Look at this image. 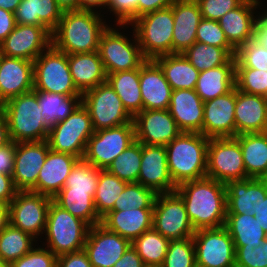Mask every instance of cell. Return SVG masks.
I'll use <instances>...</instances> for the list:
<instances>
[{
	"mask_svg": "<svg viewBox=\"0 0 267 267\" xmlns=\"http://www.w3.org/2000/svg\"><path fill=\"white\" fill-rule=\"evenodd\" d=\"M175 192L184 201L195 231L224 226L227 214L224 183L205 177L182 183Z\"/></svg>",
	"mask_w": 267,
	"mask_h": 267,
	"instance_id": "1",
	"label": "cell"
},
{
	"mask_svg": "<svg viewBox=\"0 0 267 267\" xmlns=\"http://www.w3.org/2000/svg\"><path fill=\"white\" fill-rule=\"evenodd\" d=\"M108 25L103 13L63 11L60 22L51 33L52 46L67 55L98 51L101 34Z\"/></svg>",
	"mask_w": 267,
	"mask_h": 267,
	"instance_id": "2",
	"label": "cell"
},
{
	"mask_svg": "<svg viewBox=\"0 0 267 267\" xmlns=\"http://www.w3.org/2000/svg\"><path fill=\"white\" fill-rule=\"evenodd\" d=\"M208 142L209 138L201 133L181 132L165 146L168 169L176 187L207 177Z\"/></svg>",
	"mask_w": 267,
	"mask_h": 267,
	"instance_id": "3",
	"label": "cell"
},
{
	"mask_svg": "<svg viewBox=\"0 0 267 267\" xmlns=\"http://www.w3.org/2000/svg\"><path fill=\"white\" fill-rule=\"evenodd\" d=\"M0 110L6 118L11 141L47 140L49 128L41 116V106L34 89L6 101Z\"/></svg>",
	"mask_w": 267,
	"mask_h": 267,
	"instance_id": "4",
	"label": "cell"
},
{
	"mask_svg": "<svg viewBox=\"0 0 267 267\" xmlns=\"http://www.w3.org/2000/svg\"><path fill=\"white\" fill-rule=\"evenodd\" d=\"M112 24L103 31L99 40L98 52L106 75L139 68L147 59L141 52L134 29L130 28L133 31L130 39L129 31L125 33L130 25ZM121 29L125 31L121 32Z\"/></svg>",
	"mask_w": 267,
	"mask_h": 267,
	"instance_id": "5",
	"label": "cell"
},
{
	"mask_svg": "<svg viewBox=\"0 0 267 267\" xmlns=\"http://www.w3.org/2000/svg\"><path fill=\"white\" fill-rule=\"evenodd\" d=\"M89 228L90 226L85 221L73 216L52 200L48 210L45 236L41 238L45 242L40 240L39 242L57 257L77 252L83 250Z\"/></svg>",
	"mask_w": 267,
	"mask_h": 267,
	"instance_id": "6",
	"label": "cell"
},
{
	"mask_svg": "<svg viewBox=\"0 0 267 267\" xmlns=\"http://www.w3.org/2000/svg\"><path fill=\"white\" fill-rule=\"evenodd\" d=\"M130 25L146 59L173 54L174 17L171 7L144 14Z\"/></svg>",
	"mask_w": 267,
	"mask_h": 267,
	"instance_id": "7",
	"label": "cell"
},
{
	"mask_svg": "<svg viewBox=\"0 0 267 267\" xmlns=\"http://www.w3.org/2000/svg\"><path fill=\"white\" fill-rule=\"evenodd\" d=\"M94 132L88 110L81 103L66 119L49 129L47 142L52 151L82 159Z\"/></svg>",
	"mask_w": 267,
	"mask_h": 267,
	"instance_id": "8",
	"label": "cell"
},
{
	"mask_svg": "<svg viewBox=\"0 0 267 267\" xmlns=\"http://www.w3.org/2000/svg\"><path fill=\"white\" fill-rule=\"evenodd\" d=\"M34 90L65 96L82 95L71 76L68 55L52 45L33 61Z\"/></svg>",
	"mask_w": 267,
	"mask_h": 267,
	"instance_id": "9",
	"label": "cell"
},
{
	"mask_svg": "<svg viewBox=\"0 0 267 267\" xmlns=\"http://www.w3.org/2000/svg\"><path fill=\"white\" fill-rule=\"evenodd\" d=\"M95 131L117 127L133 121L121 99L106 81L82 94Z\"/></svg>",
	"mask_w": 267,
	"mask_h": 267,
	"instance_id": "10",
	"label": "cell"
},
{
	"mask_svg": "<svg viewBox=\"0 0 267 267\" xmlns=\"http://www.w3.org/2000/svg\"><path fill=\"white\" fill-rule=\"evenodd\" d=\"M135 141L134 122L95 131L87 141L83 160L107 170L112 162Z\"/></svg>",
	"mask_w": 267,
	"mask_h": 267,
	"instance_id": "11",
	"label": "cell"
},
{
	"mask_svg": "<svg viewBox=\"0 0 267 267\" xmlns=\"http://www.w3.org/2000/svg\"><path fill=\"white\" fill-rule=\"evenodd\" d=\"M207 177L224 184L248 179L241 147L235 137L209 138Z\"/></svg>",
	"mask_w": 267,
	"mask_h": 267,
	"instance_id": "12",
	"label": "cell"
},
{
	"mask_svg": "<svg viewBox=\"0 0 267 267\" xmlns=\"http://www.w3.org/2000/svg\"><path fill=\"white\" fill-rule=\"evenodd\" d=\"M152 227L169 240L191 238L195 233L184 201L176 192L156 195Z\"/></svg>",
	"mask_w": 267,
	"mask_h": 267,
	"instance_id": "13",
	"label": "cell"
},
{
	"mask_svg": "<svg viewBox=\"0 0 267 267\" xmlns=\"http://www.w3.org/2000/svg\"><path fill=\"white\" fill-rule=\"evenodd\" d=\"M51 201L52 198L33 191H17L8 205L10 224L41 240Z\"/></svg>",
	"mask_w": 267,
	"mask_h": 267,
	"instance_id": "14",
	"label": "cell"
},
{
	"mask_svg": "<svg viewBox=\"0 0 267 267\" xmlns=\"http://www.w3.org/2000/svg\"><path fill=\"white\" fill-rule=\"evenodd\" d=\"M193 242L196 267H235L236 249L224 226L196 230Z\"/></svg>",
	"mask_w": 267,
	"mask_h": 267,
	"instance_id": "15",
	"label": "cell"
},
{
	"mask_svg": "<svg viewBox=\"0 0 267 267\" xmlns=\"http://www.w3.org/2000/svg\"><path fill=\"white\" fill-rule=\"evenodd\" d=\"M44 26L17 24L0 44V54L34 61L52 45V35Z\"/></svg>",
	"mask_w": 267,
	"mask_h": 267,
	"instance_id": "16",
	"label": "cell"
},
{
	"mask_svg": "<svg viewBox=\"0 0 267 267\" xmlns=\"http://www.w3.org/2000/svg\"><path fill=\"white\" fill-rule=\"evenodd\" d=\"M130 245L128 239L99 223L89 228L83 249L92 267H112Z\"/></svg>",
	"mask_w": 267,
	"mask_h": 267,
	"instance_id": "17",
	"label": "cell"
},
{
	"mask_svg": "<svg viewBox=\"0 0 267 267\" xmlns=\"http://www.w3.org/2000/svg\"><path fill=\"white\" fill-rule=\"evenodd\" d=\"M133 122L135 140L144 145L166 146L182 132L168 109L142 110Z\"/></svg>",
	"mask_w": 267,
	"mask_h": 267,
	"instance_id": "18",
	"label": "cell"
},
{
	"mask_svg": "<svg viewBox=\"0 0 267 267\" xmlns=\"http://www.w3.org/2000/svg\"><path fill=\"white\" fill-rule=\"evenodd\" d=\"M50 150L47 140L16 143L13 183L18 191H30Z\"/></svg>",
	"mask_w": 267,
	"mask_h": 267,
	"instance_id": "19",
	"label": "cell"
},
{
	"mask_svg": "<svg viewBox=\"0 0 267 267\" xmlns=\"http://www.w3.org/2000/svg\"><path fill=\"white\" fill-rule=\"evenodd\" d=\"M235 104L236 87L224 95L205 101L200 133L208 138L235 137Z\"/></svg>",
	"mask_w": 267,
	"mask_h": 267,
	"instance_id": "20",
	"label": "cell"
},
{
	"mask_svg": "<svg viewBox=\"0 0 267 267\" xmlns=\"http://www.w3.org/2000/svg\"><path fill=\"white\" fill-rule=\"evenodd\" d=\"M138 183L156 194L175 192L176 186L168 169L165 146L142 144Z\"/></svg>",
	"mask_w": 267,
	"mask_h": 267,
	"instance_id": "21",
	"label": "cell"
},
{
	"mask_svg": "<svg viewBox=\"0 0 267 267\" xmlns=\"http://www.w3.org/2000/svg\"><path fill=\"white\" fill-rule=\"evenodd\" d=\"M33 88V61L0 54V106Z\"/></svg>",
	"mask_w": 267,
	"mask_h": 267,
	"instance_id": "22",
	"label": "cell"
},
{
	"mask_svg": "<svg viewBox=\"0 0 267 267\" xmlns=\"http://www.w3.org/2000/svg\"><path fill=\"white\" fill-rule=\"evenodd\" d=\"M139 81L143 110L169 108L173 90L162 69L153 59H147L139 67Z\"/></svg>",
	"mask_w": 267,
	"mask_h": 267,
	"instance_id": "23",
	"label": "cell"
},
{
	"mask_svg": "<svg viewBox=\"0 0 267 267\" xmlns=\"http://www.w3.org/2000/svg\"><path fill=\"white\" fill-rule=\"evenodd\" d=\"M263 4L245 0L239 7L229 11L218 21L228 42L237 50L254 39V26ZM257 14V15H256Z\"/></svg>",
	"mask_w": 267,
	"mask_h": 267,
	"instance_id": "24",
	"label": "cell"
},
{
	"mask_svg": "<svg viewBox=\"0 0 267 267\" xmlns=\"http://www.w3.org/2000/svg\"><path fill=\"white\" fill-rule=\"evenodd\" d=\"M79 160L73 155L50 149L39 172L37 184L30 191L53 198L65 186L69 173Z\"/></svg>",
	"mask_w": 267,
	"mask_h": 267,
	"instance_id": "25",
	"label": "cell"
},
{
	"mask_svg": "<svg viewBox=\"0 0 267 267\" xmlns=\"http://www.w3.org/2000/svg\"><path fill=\"white\" fill-rule=\"evenodd\" d=\"M168 111L182 132L202 131L204 102L195 89L173 90Z\"/></svg>",
	"mask_w": 267,
	"mask_h": 267,
	"instance_id": "26",
	"label": "cell"
},
{
	"mask_svg": "<svg viewBox=\"0 0 267 267\" xmlns=\"http://www.w3.org/2000/svg\"><path fill=\"white\" fill-rule=\"evenodd\" d=\"M234 114L236 136L246 133H263L267 128V98L236 89Z\"/></svg>",
	"mask_w": 267,
	"mask_h": 267,
	"instance_id": "27",
	"label": "cell"
},
{
	"mask_svg": "<svg viewBox=\"0 0 267 267\" xmlns=\"http://www.w3.org/2000/svg\"><path fill=\"white\" fill-rule=\"evenodd\" d=\"M171 8L174 17L173 54H182L196 42L202 15L196 0H176Z\"/></svg>",
	"mask_w": 267,
	"mask_h": 267,
	"instance_id": "28",
	"label": "cell"
},
{
	"mask_svg": "<svg viewBox=\"0 0 267 267\" xmlns=\"http://www.w3.org/2000/svg\"><path fill=\"white\" fill-rule=\"evenodd\" d=\"M225 187L227 214H253L254 206L267 196V179L229 181Z\"/></svg>",
	"mask_w": 267,
	"mask_h": 267,
	"instance_id": "29",
	"label": "cell"
},
{
	"mask_svg": "<svg viewBox=\"0 0 267 267\" xmlns=\"http://www.w3.org/2000/svg\"><path fill=\"white\" fill-rule=\"evenodd\" d=\"M153 209H130L109 211L101 219V224L132 242L143 232L152 228Z\"/></svg>",
	"mask_w": 267,
	"mask_h": 267,
	"instance_id": "30",
	"label": "cell"
},
{
	"mask_svg": "<svg viewBox=\"0 0 267 267\" xmlns=\"http://www.w3.org/2000/svg\"><path fill=\"white\" fill-rule=\"evenodd\" d=\"M68 65L75 87L83 94L106 82V72L98 51L68 54Z\"/></svg>",
	"mask_w": 267,
	"mask_h": 267,
	"instance_id": "31",
	"label": "cell"
},
{
	"mask_svg": "<svg viewBox=\"0 0 267 267\" xmlns=\"http://www.w3.org/2000/svg\"><path fill=\"white\" fill-rule=\"evenodd\" d=\"M62 14L63 11L55 0H22L14 16L16 24L44 26L52 32Z\"/></svg>",
	"mask_w": 267,
	"mask_h": 267,
	"instance_id": "32",
	"label": "cell"
},
{
	"mask_svg": "<svg viewBox=\"0 0 267 267\" xmlns=\"http://www.w3.org/2000/svg\"><path fill=\"white\" fill-rule=\"evenodd\" d=\"M235 138L241 147L247 177L267 179V134L246 133Z\"/></svg>",
	"mask_w": 267,
	"mask_h": 267,
	"instance_id": "33",
	"label": "cell"
},
{
	"mask_svg": "<svg viewBox=\"0 0 267 267\" xmlns=\"http://www.w3.org/2000/svg\"><path fill=\"white\" fill-rule=\"evenodd\" d=\"M234 57L228 64L201 71L195 87L203 102L230 92L235 87Z\"/></svg>",
	"mask_w": 267,
	"mask_h": 267,
	"instance_id": "34",
	"label": "cell"
},
{
	"mask_svg": "<svg viewBox=\"0 0 267 267\" xmlns=\"http://www.w3.org/2000/svg\"><path fill=\"white\" fill-rule=\"evenodd\" d=\"M162 69L172 90L195 89L200 72L180 53L153 59Z\"/></svg>",
	"mask_w": 267,
	"mask_h": 267,
	"instance_id": "35",
	"label": "cell"
},
{
	"mask_svg": "<svg viewBox=\"0 0 267 267\" xmlns=\"http://www.w3.org/2000/svg\"><path fill=\"white\" fill-rule=\"evenodd\" d=\"M106 81L119 96L126 111L133 118L143 110L139 68L107 74Z\"/></svg>",
	"mask_w": 267,
	"mask_h": 267,
	"instance_id": "36",
	"label": "cell"
},
{
	"mask_svg": "<svg viewBox=\"0 0 267 267\" xmlns=\"http://www.w3.org/2000/svg\"><path fill=\"white\" fill-rule=\"evenodd\" d=\"M224 227L230 233L235 248H256L267 238L253 214H226Z\"/></svg>",
	"mask_w": 267,
	"mask_h": 267,
	"instance_id": "37",
	"label": "cell"
},
{
	"mask_svg": "<svg viewBox=\"0 0 267 267\" xmlns=\"http://www.w3.org/2000/svg\"><path fill=\"white\" fill-rule=\"evenodd\" d=\"M35 94L41 106V116L49 129L66 119L82 103V95L65 96L38 90Z\"/></svg>",
	"mask_w": 267,
	"mask_h": 267,
	"instance_id": "38",
	"label": "cell"
},
{
	"mask_svg": "<svg viewBox=\"0 0 267 267\" xmlns=\"http://www.w3.org/2000/svg\"><path fill=\"white\" fill-rule=\"evenodd\" d=\"M52 200L70 214L85 221L90 227L101 223L91 191L61 189Z\"/></svg>",
	"mask_w": 267,
	"mask_h": 267,
	"instance_id": "39",
	"label": "cell"
},
{
	"mask_svg": "<svg viewBox=\"0 0 267 267\" xmlns=\"http://www.w3.org/2000/svg\"><path fill=\"white\" fill-rule=\"evenodd\" d=\"M170 240L153 227L131 242L146 267H161L167 254Z\"/></svg>",
	"mask_w": 267,
	"mask_h": 267,
	"instance_id": "40",
	"label": "cell"
},
{
	"mask_svg": "<svg viewBox=\"0 0 267 267\" xmlns=\"http://www.w3.org/2000/svg\"><path fill=\"white\" fill-rule=\"evenodd\" d=\"M199 71L228 64L236 55V49H223L195 42L182 53Z\"/></svg>",
	"mask_w": 267,
	"mask_h": 267,
	"instance_id": "41",
	"label": "cell"
},
{
	"mask_svg": "<svg viewBox=\"0 0 267 267\" xmlns=\"http://www.w3.org/2000/svg\"><path fill=\"white\" fill-rule=\"evenodd\" d=\"M38 240L9 224L0 232V260L12 263L30 252ZM35 242V243H34Z\"/></svg>",
	"mask_w": 267,
	"mask_h": 267,
	"instance_id": "42",
	"label": "cell"
},
{
	"mask_svg": "<svg viewBox=\"0 0 267 267\" xmlns=\"http://www.w3.org/2000/svg\"><path fill=\"white\" fill-rule=\"evenodd\" d=\"M126 184L127 182L122 181L108 170H100L94 204L101 218L114 208V203Z\"/></svg>",
	"mask_w": 267,
	"mask_h": 267,
	"instance_id": "43",
	"label": "cell"
},
{
	"mask_svg": "<svg viewBox=\"0 0 267 267\" xmlns=\"http://www.w3.org/2000/svg\"><path fill=\"white\" fill-rule=\"evenodd\" d=\"M142 144L135 140L107 168V170L127 183L138 182L141 165Z\"/></svg>",
	"mask_w": 267,
	"mask_h": 267,
	"instance_id": "44",
	"label": "cell"
},
{
	"mask_svg": "<svg viewBox=\"0 0 267 267\" xmlns=\"http://www.w3.org/2000/svg\"><path fill=\"white\" fill-rule=\"evenodd\" d=\"M156 193L138 182L127 183L111 211L153 209Z\"/></svg>",
	"mask_w": 267,
	"mask_h": 267,
	"instance_id": "45",
	"label": "cell"
},
{
	"mask_svg": "<svg viewBox=\"0 0 267 267\" xmlns=\"http://www.w3.org/2000/svg\"><path fill=\"white\" fill-rule=\"evenodd\" d=\"M100 170L83 159H80L69 173L65 186L62 189L91 191V196L94 198Z\"/></svg>",
	"mask_w": 267,
	"mask_h": 267,
	"instance_id": "46",
	"label": "cell"
},
{
	"mask_svg": "<svg viewBox=\"0 0 267 267\" xmlns=\"http://www.w3.org/2000/svg\"><path fill=\"white\" fill-rule=\"evenodd\" d=\"M161 267H196L193 237L171 239Z\"/></svg>",
	"mask_w": 267,
	"mask_h": 267,
	"instance_id": "47",
	"label": "cell"
},
{
	"mask_svg": "<svg viewBox=\"0 0 267 267\" xmlns=\"http://www.w3.org/2000/svg\"><path fill=\"white\" fill-rule=\"evenodd\" d=\"M235 87L244 93L267 98V71L235 68Z\"/></svg>",
	"mask_w": 267,
	"mask_h": 267,
	"instance_id": "48",
	"label": "cell"
},
{
	"mask_svg": "<svg viewBox=\"0 0 267 267\" xmlns=\"http://www.w3.org/2000/svg\"><path fill=\"white\" fill-rule=\"evenodd\" d=\"M235 68H253L267 71V49L251 39L236 50Z\"/></svg>",
	"mask_w": 267,
	"mask_h": 267,
	"instance_id": "49",
	"label": "cell"
},
{
	"mask_svg": "<svg viewBox=\"0 0 267 267\" xmlns=\"http://www.w3.org/2000/svg\"><path fill=\"white\" fill-rule=\"evenodd\" d=\"M196 42L223 49H235L227 40L220 24L216 20L202 18L197 27Z\"/></svg>",
	"mask_w": 267,
	"mask_h": 267,
	"instance_id": "50",
	"label": "cell"
},
{
	"mask_svg": "<svg viewBox=\"0 0 267 267\" xmlns=\"http://www.w3.org/2000/svg\"><path fill=\"white\" fill-rule=\"evenodd\" d=\"M36 246L26 255L10 263V267H57V256L43 245L37 243Z\"/></svg>",
	"mask_w": 267,
	"mask_h": 267,
	"instance_id": "51",
	"label": "cell"
},
{
	"mask_svg": "<svg viewBox=\"0 0 267 267\" xmlns=\"http://www.w3.org/2000/svg\"><path fill=\"white\" fill-rule=\"evenodd\" d=\"M235 249V267H267V238L256 248Z\"/></svg>",
	"mask_w": 267,
	"mask_h": 267,
	"instance_id": "52",
	"label": "cell"
},
{
	"mask_svg": "<svg viewBox=\"0 0 267 267\" xmlns=\"http://www.w3.org/2000/svg\"><path fill=\"white\" fill-rule=\"evenodd\" d=\"M106 8L115 16L114 24L130 25L139 18V0H111Z\"/></svg>",
	"mask_w": 267,
	"mask_h": 267,
	"instance_id": "53",
	"label": "cell"
},
{
	"mask_svg": "<svg viewBox=\"0 0 267 267\" xmlns=\"http://www.w3.org/2000/svg\"><path fill=\"white\" fill-rule=\"evenodd\" d=\"M202 18L219 21L229 11L239 7L245 0H196Z\"/></svg>",
	"mask_w": 267,
	"mask_h": 267,
	"instance_id": "54",
	"label": "cell"
},
{
	"mask_svg": "<svg viewBox=\"0 0 267 267\" xmlns=\"http://www.w3.org/2000/svg\"><path fill=\"white\" fill-rule=\"evenodd\" d=\"M57 267H92V265L83 249L58 256Z\"/></svg>",
	"mask_w": 267,
	"mask_h": 267,
	"instance_id": "55",
	"label": "cell"
},
{
	"mask_svg": "<svg viewBox=\"0 0 267 267\" xmlns=\"http://www.w3.org/2000/svg\"><path fill=\"white\" fill-rule=\"evenodd\" d=\"M16 142L10 141L0 146V173L12 175L14 170Z\"/></svg>",
	"mask_w": 267,
	"mask_h": 267,
	"instance_id": "56",
	"label": "cell"
},
{
	"mask_svg": "<svg viewBox=\"0 0 267 267\" xmlns=\"http://www.w3.org/2000/svg\"><path fill=\"white\" fill-rule=\"evenodd\" d=\"M17 191L12 175L0 173V204L8 206L15 198Z\"/></svg>",
	"mask_w": 267,
	"mask_h": 267,
	"instance_id": "57",
	"label": "cell"
},
{
	"mask_svg": "<svg viewBox=\"0 0 267 267\" xmlns=\"http://www.w3.org/2000/svg\"><path fill=\"white\" fill-rule=\"evenodd\" d=\"M261 6L260 15L254 26V40L267 49V8Z\"/></svg>",
	"mask_w": 267,
	"mask_h": 267,
	"instance_id": "58",
	"label": "cell"
},
{
	"mask_svg": "<svg viewBox=\"0 0 267 267\" xmlns=\"http://www.w3.org/2000/svg\"><path fill=\"white\" fill-rule=\"evenodd\" d=\"M112 267H146L136 250L130 245Z\"/></svg>",
	"mask_w": 267,
	"mask_h": 267,
	"instance_id": "59",
	"label": "cell"
},
{
	"mask_svg": "<svg viewBox=\"0 0 267 267\" xmlns=\"http://www.w3.org/2000/svg\"><path fill=\"white\" fill-rule=\"evenodd\" d=\"M16 25L14 13L0 9V44L13 31Z\"/></svg>",
	"mask_w": 267,
	"mask_h": 267,
	"instance_id": "60",
	"label": "cell"
},
{
	"mask_svg": "<svg viewBox=\"0 0 267 267\" xmlns=\"http://www.w3.org/2000/svg\"><path fill=\"white\" fill-rule=\"evenodd\" d=\"M176 0H139V17L156 10L171 7Z\"/></svg>",
	"mask_w": 267,
	"mask_h": 267,
	"instance_id": "61",
	"label": "cell"
},
{
	"mask_svg": "<svg viewBox=\"0 0 267 267\" xmlns=\"http://www.w3.org/2000/svg\"><path fill=\"white\" fill-rule=\"evenodd\" d=\"M254 208L253 216L267 234V196L262 197Z\"/></svg>",
	"mask_w": 267,
	"mask_h": 267,
	"instance_id": "62",
	"label": "cell"
},
{
	"mask_svg": "<svg viewBox=\"0 0 267 267\" xmlns=\"http://www.w3.org/2000/svg\"><path fill=\"white\" fill-rule=\"evenodd\" d=\"M9 129L6 118L0 110V146H3L10 142Z\"/></svg>",
	"mask_w": 267,
	"mask_h": 267,
	"instance_id": "63",
	"label": "cell"
},
{
	"mask_svg": "<svg viewBox=\"0 0 267 267\" xmlns=\"http://www.w3.org/2000/svg\"><path fill=\"white\" fill-rule=\"evenodd\" d=\"M80 10L104 13L102 10V0H80Z\"/></svg>",
	"mask_w": 267,
	"mask_h": 267,
	"instance_id": "64",
	"label": "cell"
},
{
	"mask_svg": "<svg viewBox=\"0 0 267 267\" xmlns=\"http://www.w3.org/2000/svg\"><path fill=\"white\" fill-rule=\"evenodd\" d=\"M62 11L80 10V0H55Z\"/></svg>",
	"mask_w": 267,
	"mask_h": 267,
	"instance_id": "65",
	"label": "cell"
},
{
	"mask_svg": "<svg viewBox=\"0 0 267 267\" xmlns=\"http://www.w3.org/2000/svg\"><path fill=\"white\" fill-rule=\"evenodd\" d=\"M10 224L9 207L0 204V232L3 231Z\"/></svg>",
	"mask_w": 267,
	"mask_h": 267,
	"instance_id": "66",
	"label": "cell"
},
{
	"mask_svg": "<svg viewBox=\"0 0 267 267\" xmlns=\"http://www.w3.org/2000/svg\"><path fill=\"white\" fill-rule=\"evenodd\" d=\"M22 0H0V9L15 13Z\"/></svg>",
	"mask_w": 267,
	"mask_h": 267,
	"instance_id": "67",
	"label": "cell"
},
{
	"mask_svg": "<svg viewBox=\"0 0 267 267\" xmlns=\"http://www.w3.org/2000/svg\"><path fill=\"white\" fill-rule=\"evenodd\" d=\"M111 2V0H102V8L103 10H107L106 6Z\"/></svg>",
	"mask_w": 267,
	"mask_h": 267,
	"instance_id": "68",
	"label": "cell"
},
{
	"mask_svg": "<svg viewBox=\"0 0 267 267\" xmlns=\"http://www.w3.org/2000/svg\"><path fill=\"white\" fill-rule=\"evenodd\" d=\"M0 267H10V264L7 262H3L2 260H0Z\"/></svg>",
	"mask_w": 267,
	"mask_h": 267,
	"instance_id": "69",
	"label": "cell"
},
{
	"mask_svg": "<svg viewBox=\"0 0 267 267\" xmlns=\"http://www.w3.org/2000/svg\"><path fill=\"white\" fill-rule=\"evenodd\" d=\"M249 1H253V2H256V3H260V4H265V3L261 2L262 0H249Z\"/></svg>",
	"mask_w": 267,
	"mask_h": 267,
	"instance_id": "70",
	"label": "cell"
}]
</instances>
